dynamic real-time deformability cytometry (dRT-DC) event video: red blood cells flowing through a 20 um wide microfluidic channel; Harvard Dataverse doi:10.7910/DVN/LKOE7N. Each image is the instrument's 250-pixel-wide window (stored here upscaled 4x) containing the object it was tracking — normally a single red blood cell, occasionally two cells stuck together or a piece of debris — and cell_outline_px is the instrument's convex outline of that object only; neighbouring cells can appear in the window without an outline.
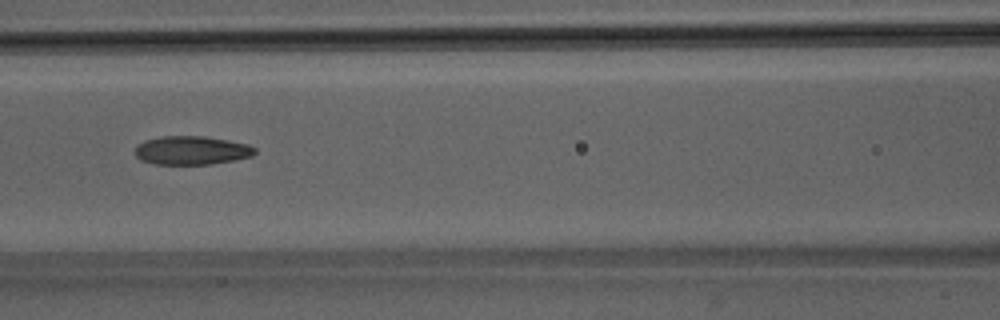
{"species": "Egyptian fruit bat (a non-hibernating species)", "species_latin": "Rousettus aegyptiacus", "temperature_condition": "room temperature", "stored_images_in_passage": 51, "camera_frame_rate_fps": 3000, "um_per_image_px": 0.085, "animal": {"sex": "male"}, "frame": {"image": 1, "passage_image": 23, "time_ms": 7.333, "image_size_px": [1000, 320], "cell_outline_px": [[256, 152], [252, 156], [236, 160], [212, 164], [156, 164], [140, 160], [136, 156], [136, 144], [144, 140], [160, 136], [204, 136], [228, 140], [248, 144], [256, 148]], "centroid_in_image_um": [16.29, 12.78], "position_along_channel_um": 150.3, "area_um2": 20.17}}
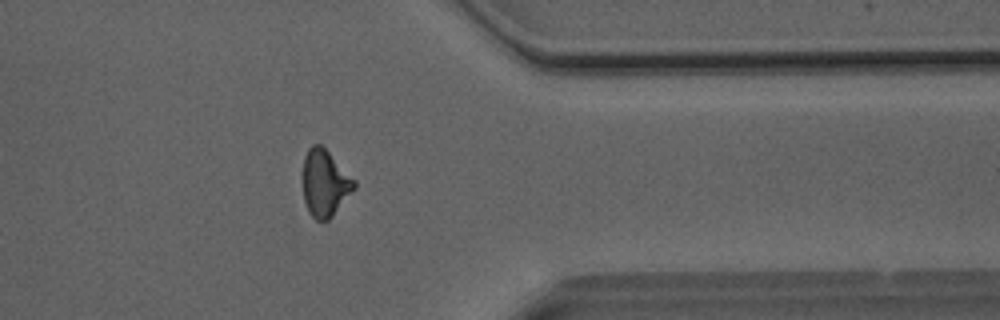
{"frame": {"image": 2, "passage_image": 41, "time_ms": 13.333, "image_size_px": [1000, 320], "cell_outline_px": [[356, 188], [332, 216], [328, 220], [316, 220], [308, 212], [304, 200], [300, 180], [300, 176], [304, 156], [308, 148], [312, 144], [320, 144], [356, 180]], "centroid_in_image_um": [27.56, 15.56], "position_along_channel_um": 383.8, "area_um2": 20.46}}
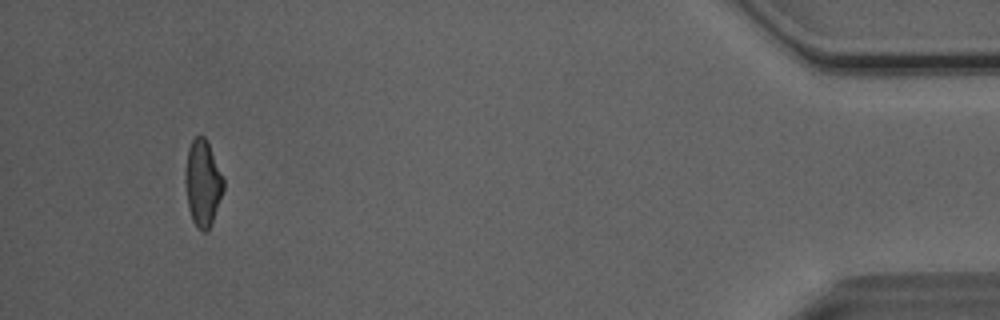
{"frame": {"image": 3, "passage_image": 48, "time_ms": 15.667, "image_size_px": [1000, 320], "cell_outline_px": [[224, 188], [212, 220], [208, 228], [204, 232], [192, 220], [188, 208], [184, 180], [184, 172], [188, 148], [192, 140], [196, 136], [204, 136], [208, 140], [224, 176]], "centroid_in_image_um": [17.22, 15.47], "position_along_channel_um": 418.0, "area_um2": 19.31}, "authors_computed_cell_mechanics": {"area_um2": 20.4034, "velocity_mm_per_s": 4.0779, "shape_relaxation_time_tau1_ms": 9.9085, "shape_relaxation_time_tau2_ms": 2.7008, "deformation_change_tau1": 0.2267, "deformation_change_tau2": 0.1026}}